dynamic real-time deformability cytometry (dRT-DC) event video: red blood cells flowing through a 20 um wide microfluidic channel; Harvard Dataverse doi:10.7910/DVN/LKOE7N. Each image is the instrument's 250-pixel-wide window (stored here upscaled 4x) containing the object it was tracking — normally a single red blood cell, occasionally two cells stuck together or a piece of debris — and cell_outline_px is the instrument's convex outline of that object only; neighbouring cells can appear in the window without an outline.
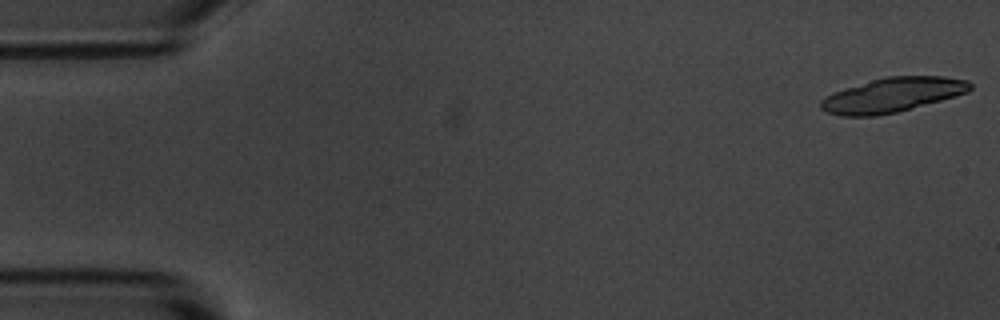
{"species": "common noctule bat (a hibernating species)", "species_latin": "Nyctalus noctula", "temperature_condition": "room temperature", "stored_images_in_passage": 5, "camera_frame_rate_fps": 3000, "um_per_image_px": 0.085, "animal": {"sex": "male", "body_mass_g": 20.1, "forearm_length_mm": 53.5}, "frame": {"image": 1, "passage_image": 1, "time_ms": 0.0, "image_size_px": [1000, 320], "cell_outline_px": [[972, 88], [968, 92], [956, 96], [896, 112], [876, 116], [840, 116], [828, 112], [820, 108], [820, 100], [824, 96], [832, 92], [884, 76], [944, 76], [968, 80], [972, 84]], "centroid_in_image_um": [75.85, 8.06], "position_along_channel_um": 9.2, "area_um2": 30.06}}